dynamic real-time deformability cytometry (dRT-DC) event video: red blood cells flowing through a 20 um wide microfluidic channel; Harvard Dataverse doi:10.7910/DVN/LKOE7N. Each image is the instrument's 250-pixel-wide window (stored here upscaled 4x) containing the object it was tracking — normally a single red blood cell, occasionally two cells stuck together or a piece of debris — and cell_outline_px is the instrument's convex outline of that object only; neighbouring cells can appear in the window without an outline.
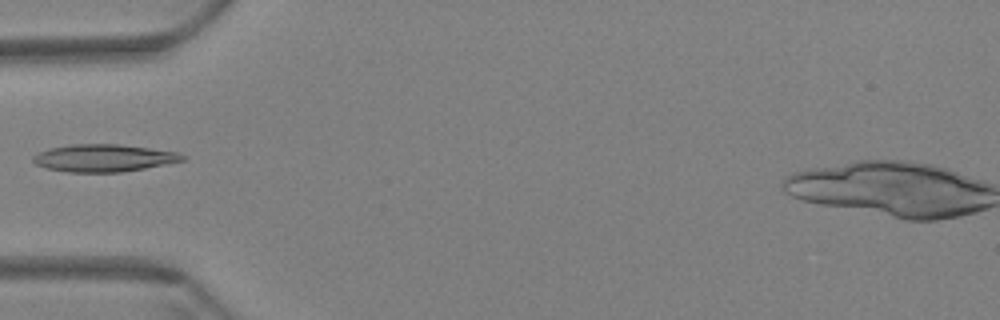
{"species": "Egyptian fruit bat (a non-hibernating species)", "species_latin": "Rousettus aegyptiacus", "temperature_condition": "warm", "stored_images_in_passage": 9, "camera_frame_rate_fps": 3000, "um_per_image_px": 0.085, "animal": {"sex": "female"}, "frame": {"image": 1, "passage_image": 1, "time_ms": 0.0, "image_size_px": [1000, 320], "cell_outline_px": [[184, 160], [144, 168], [120, 172], [68, 172], [48, 168], [36, 164], [32, 160], [32, 156], [48, 148], [72, 144], [116, 144], [148, 148], [176, 152], [184, 156]], "centroid_in_image_um": [8.76, 13.43], "position_along_channel_um": 76.2, "area_um2": 23.47}}